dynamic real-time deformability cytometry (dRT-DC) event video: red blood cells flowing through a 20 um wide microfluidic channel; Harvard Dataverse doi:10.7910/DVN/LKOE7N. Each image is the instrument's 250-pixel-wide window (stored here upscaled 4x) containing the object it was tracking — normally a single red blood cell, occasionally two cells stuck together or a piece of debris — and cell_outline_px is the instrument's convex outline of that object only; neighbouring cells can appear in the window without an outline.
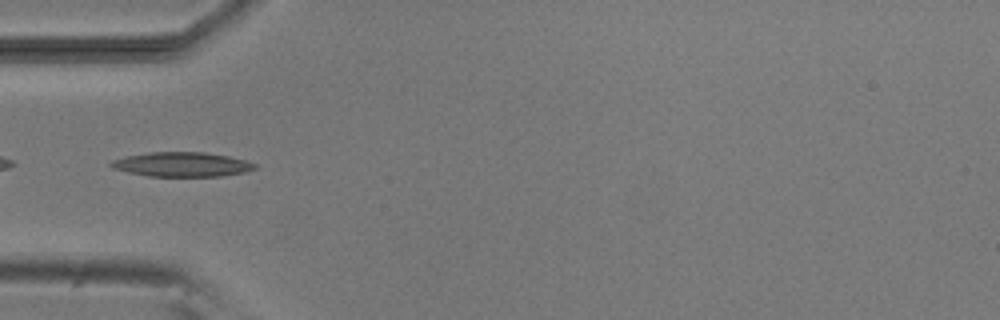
{"species": "common noctule bat (a hibernating species)", "species_latin": "Nyctalus noctula", "temperature_condition": "room temperature", "stored_images_in_passage": 5, "camera_frame_rate_fps": 3000, "um_per_image_px": 0.085, "animal": {"sex": "male", "body_mass_g": 20.5, "forearm_length_mm": 52.5}, "frame": {"image": 1, "passage_image": 5, "time_ms": 4.333, "image_size_px": [1000, 320], "cell_outline_px": [[256, 168], [244, 172], [224, 176], [148, 176], [128, 172], [112, 168], [108, 164], [112, 160], [124, 156], [148, 152], [204, 152], [228, 156], [244, 160], [256, 164]], "centroid_in_image_um": [15.42, 13.97], "position_along_channel_um": 69.6, "area_um2": 20.52}}